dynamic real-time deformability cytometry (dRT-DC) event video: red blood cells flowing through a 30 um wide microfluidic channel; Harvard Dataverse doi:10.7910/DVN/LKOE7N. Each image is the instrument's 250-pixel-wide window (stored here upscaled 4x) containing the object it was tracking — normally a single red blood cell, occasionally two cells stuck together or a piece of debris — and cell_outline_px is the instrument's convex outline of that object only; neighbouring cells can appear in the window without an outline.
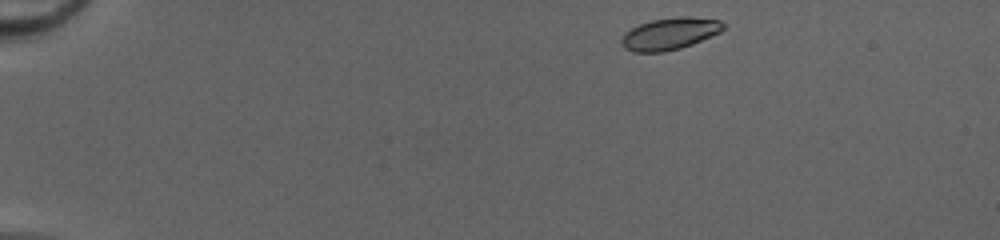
{"species": "common noctule bat (a hibernating species)", "species_latin": "Nyctalus noctula", "temperature_condition": "cold", "stored_images_in_passage": 43, "camera_frame_rate_fps": 3000, "um_per_image_px": 0.085, "animal": {"sex": "female", "body_mass_g": 20.0, "forearm_length_mm": 54.0}, "frame": {"image": 1, "passage_image": 1, "time_ms": 0.0, "image_size_px": [1000, 240], "cell_outline_px": [[728, 24], [720, 32], [692, 44], [680, 48], [664, 52], [632, 52], [624, 48], [620, 44], [620, 40], [624, 32], [640, 24], [652, 20], [680, 16], [688, 16], [720, 20]], "centroid_in_image_um": [56.92, 2.86], "position_along_channel_um": 28.1, "area_um2": 19.13}}
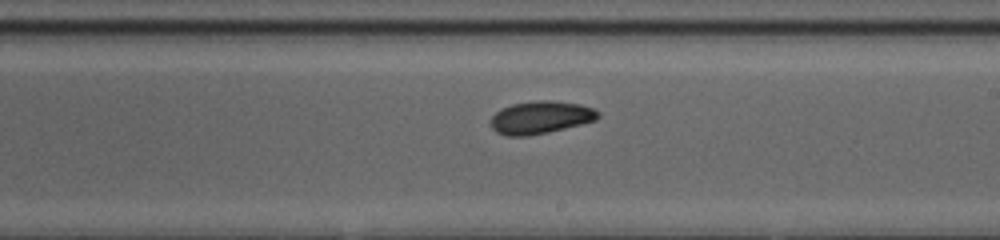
{"frame": {"image": 2, "passage_image": 24, "time_ms": 7.667, "image_size_px": [1000, 240], "cell_outline_px": [[600, 116], [596, 120], [548, 132], [528, 136], [504, 136], [496, 132], [492, 128], [492, 116], [496, 112], [512, 104], [540, 100], [552, 100], [580, 104], [592, 108], [600, 112]], "centroid_in_image_um": [45.96, 9.98], "position_along_channel_um": 243.0, "area_um2": 20.29}}
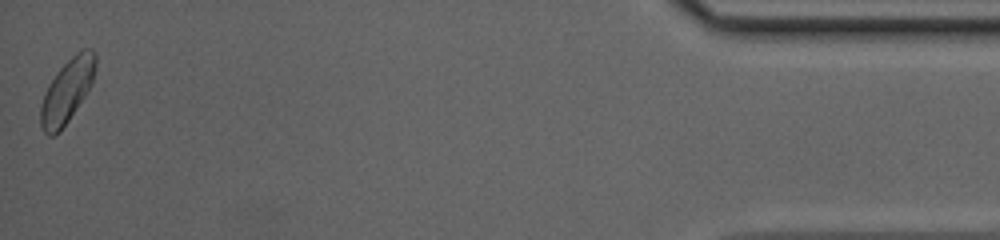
{"frame": {"image": 3, "passage_image": 43, "time_ms": 14.0, "image_size_px": [1000, 240], "cell_outline_px": [[96, 68], [92, 80], [84, 96], [60, 132], [52, 136], [48, 136], [44, 132], [40, 124], [40, 104], [44, 92], [48, 84], [56, 72], [76, 52], [84, 48], [92, 48], [96, 52]], "centroid_in_image_um": [5.68, 7.71], "position_along_channel_um": 429.5, "area_um2": 20.29}}